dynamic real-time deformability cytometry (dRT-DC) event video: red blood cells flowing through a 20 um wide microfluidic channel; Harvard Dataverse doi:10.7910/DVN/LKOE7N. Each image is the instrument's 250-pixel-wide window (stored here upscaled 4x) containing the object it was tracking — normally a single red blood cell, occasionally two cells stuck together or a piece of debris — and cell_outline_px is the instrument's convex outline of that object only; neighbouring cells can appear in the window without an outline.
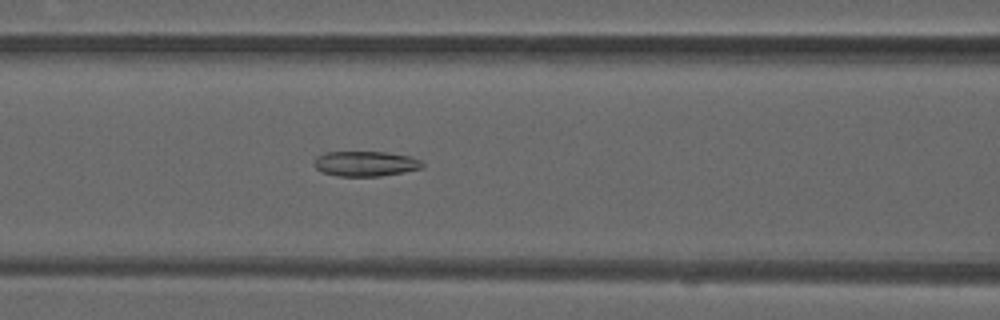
{"species": "common noctule bat (a hibernating species)", "species_latin": "Nyctalus noctula", "temperature_condition": "warm", "stored_images_in_passage": 50, "camera_frame_rate_fps": 3000, "um_per_image_px": 0.085, "animal": {"sex": "male", "forearm_length_mm": 52.5}, "frame": {"image": 1, "passage_image": 21, "time_ms": 6.667, "image_size_px": [1000, 320], "cell_outline_px": [[424, 168], [404, 172], [380, 176], [336, 176], [324, 172], [316, 168], [312, 164], [316, 156], [324, 152], [388, 152], [408, 156], [420, 160], [424, 164]], "centroid_in_image_um": [31.05, 13.91], "position_along_channel_um": 135.5, "area_um2": 15.95}}
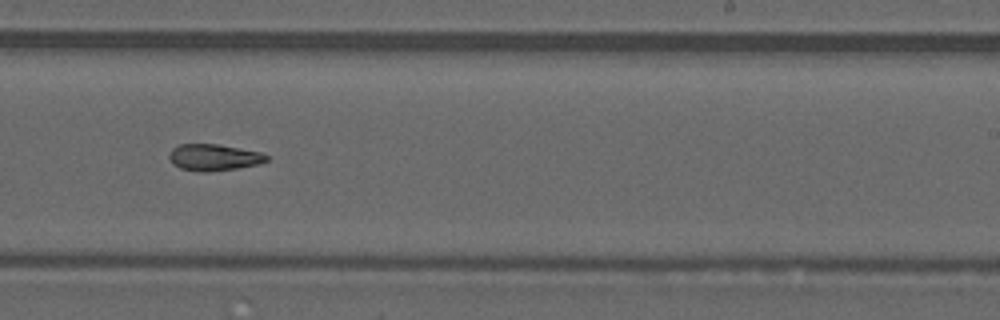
{"frame": {"image": 2, "passage_image": 31, "time_ms": 10.0, "image_size_px": [1000, 320], "cell_outline_px": [[268, 160], [256, 164], [236, 168], [204, 172], [196, 172], [180, 168], [172, 164], [168, 156], [172, 148], [180, 144], [220, 144], [260, 152], [268, 156]], "centroid_in_image_um": [18.12, 13.37], "position_along_channel_um": 270.9, "area_um2": 15.03}}
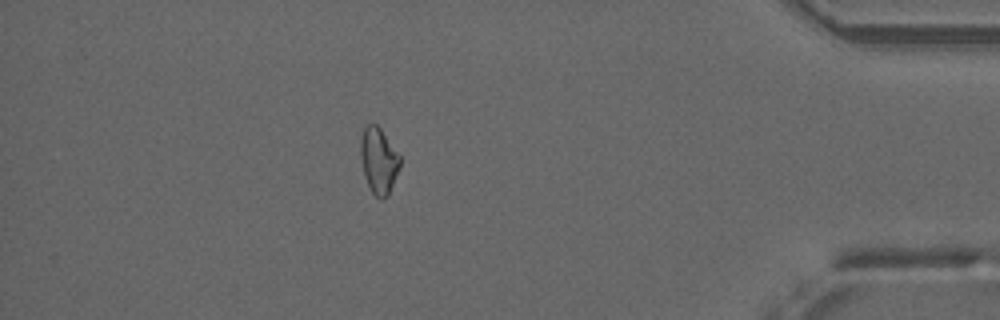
{"frame": {"image": 3, "passage_image": 44, "time_ms": 14.333, "image_size_px": [1000, 320], "cell_outline_px": [[400, 164], [388, 196], [380, 200], [372, 192], [364, 176], [360, 156], [360, 136], [364, 128], [368, 124], [376, 124], [380, 128], [400, 156]], "centroid_in_image_um": [32.16, 13.65], "position_along_channel_um": 403.0, "area_um2": 15.03}, "authors_computed_cell_mechanics": {"area_um2": 16.0684, "velocity_mm_per_s": 4.0714, "shape_relaxation_time_tau1_ms": null, "shape_relaxation_time_tau2_ms": 3.2886, "deformation_change_tau1": null, "deformation_change_tau2": 0.1055}}